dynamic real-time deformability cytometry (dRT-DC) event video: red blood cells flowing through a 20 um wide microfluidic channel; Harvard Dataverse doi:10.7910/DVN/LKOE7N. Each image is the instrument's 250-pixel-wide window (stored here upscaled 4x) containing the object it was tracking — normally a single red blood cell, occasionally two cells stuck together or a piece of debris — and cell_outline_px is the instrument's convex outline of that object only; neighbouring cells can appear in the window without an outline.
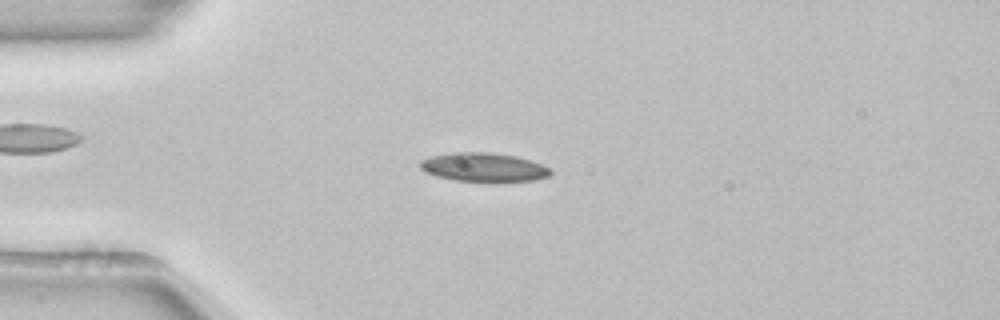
{"species": "common noctule bat (a hibernating species)", "species_latin": "Nyctalus noctula", "temperature_condition": "room temperature", "stored_images_in_passage": 31, "camera_frame_rate_fps": 3000, "um_per_image_px": 0.085, "animal": {"sex": "female", "body_mass_g": 22.7, "forearm_length_mm": 54.2}, "frame": {"image": 1, "passage_image": 1, "time_ms": 0.0, "image_size_px": [1000, 320], "cell_outline_px": [[552, 172], [548, 176], [532, 180], [456, 180], [436, 176], [420, 168], [420, 160], [432, 156], [452, 152], [488, 152], [516, 156], [540, 164], [548, 168]], "centroid_in_image_um": [41.06, 14.18], "position_along_channel_um": 43.9, "area_um2": 21.15}}